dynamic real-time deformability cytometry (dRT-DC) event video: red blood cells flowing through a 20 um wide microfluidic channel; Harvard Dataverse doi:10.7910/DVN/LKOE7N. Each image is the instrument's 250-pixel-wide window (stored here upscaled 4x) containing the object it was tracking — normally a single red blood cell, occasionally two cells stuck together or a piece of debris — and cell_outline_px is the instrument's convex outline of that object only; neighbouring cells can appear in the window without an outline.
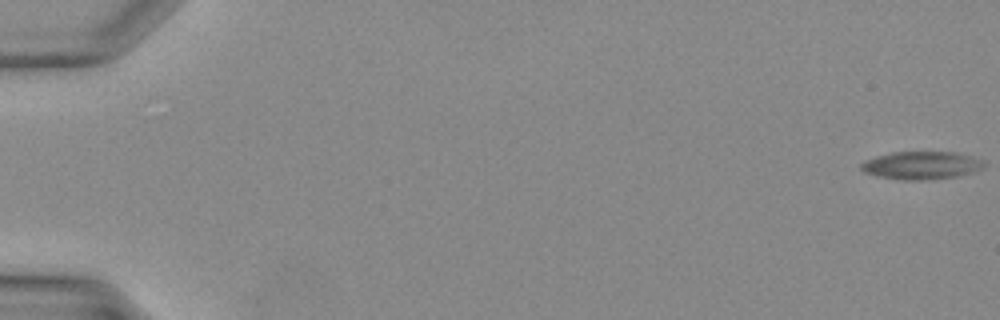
{"species": "Egyptian fruit bat (a non-hibernating species)", "species_latin": "Rousettus aegyptiacus", "temperature_condition": "warm", "stored_images_in_passage": 13, "camera_frame_rate_fps": 3000, "um_per_image_px": 0.085, "animal": {"sex": "female"}, "frame": {"image": 1, "passage_image": 1, "time_ms": 0.0, "image_size_px": [1000, 320], "cell_outline_px": [[984, 164], [980, 168], [972, 172], [956, 176], [928, 180], [904, 180], [876, 176], [864, 172], [860, 168], [860, 164], [864, 160], [876, 156], [892, 152], [952, 152], [984, 160]], "centroid_in_image_um": [78.25, 14.06], "position_along_channel_um": 6.8, "area_um2": 19.83}}
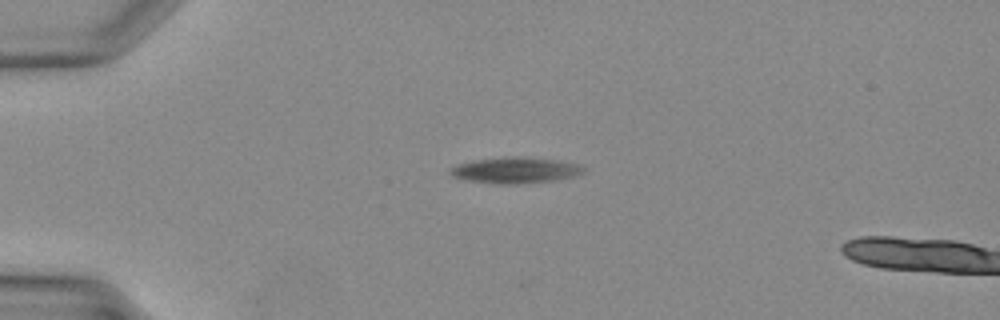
{"frame": {"image": 2, "passage_image": 11, "time_ms": 3.333, "image_size_px": [1000, 320], "cell_outline_px": [[584, 172], [572, 176], [552, 180], [516, 184], [496, 184], [468, 180], [452, 176], [448, 172], [448, 168], [456, 164], [472, 160], [504, 156], [524, 156], [556, 160], [576, 164], [584, 168]], "centroid_in_image_um": [43.7, 14.45], "position_along_channel_um": 41.3, "area_um2": 20.23}}